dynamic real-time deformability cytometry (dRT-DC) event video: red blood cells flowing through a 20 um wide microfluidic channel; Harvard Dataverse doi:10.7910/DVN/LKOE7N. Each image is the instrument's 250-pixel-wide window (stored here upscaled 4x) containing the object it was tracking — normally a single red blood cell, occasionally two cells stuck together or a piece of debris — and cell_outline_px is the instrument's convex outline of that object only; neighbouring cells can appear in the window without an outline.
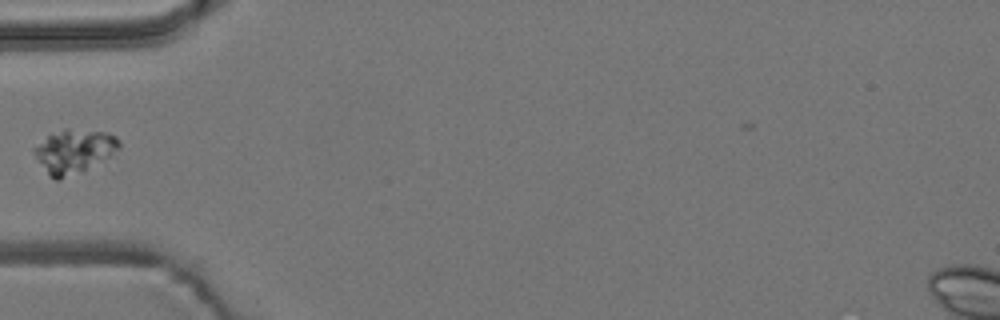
{"species": "common noctule bat (a hibernating species)", "species_latin": "Nyctalus noctula", "temperature_condition": "room temperature", "stored_images_in_passage": 5, "camera_frame_rate_fps": 3000, "um_per_image_px": 0.085, "animal": {"sex": "male", "body_mass_g": 19.2, "forearm_length_mm": 51.8}, "frame": {"image": 1, "passage_image": 5, "time_ms": 1.333, "image_size_px": [1000, 320], "cell_outline_px": [[120, 148], [112, 156], [84, 172], [60, 180], [56, 180], [48, 176], [36, 156], [32, 148], [48, 136], [64, 128], [68, 128], [108, 132], [116, 136], [120, 140]], "centroid_in_image_um": [6.35, 12.87], "position_along_channel_um": 78.7, "area_um2": 22.08}}